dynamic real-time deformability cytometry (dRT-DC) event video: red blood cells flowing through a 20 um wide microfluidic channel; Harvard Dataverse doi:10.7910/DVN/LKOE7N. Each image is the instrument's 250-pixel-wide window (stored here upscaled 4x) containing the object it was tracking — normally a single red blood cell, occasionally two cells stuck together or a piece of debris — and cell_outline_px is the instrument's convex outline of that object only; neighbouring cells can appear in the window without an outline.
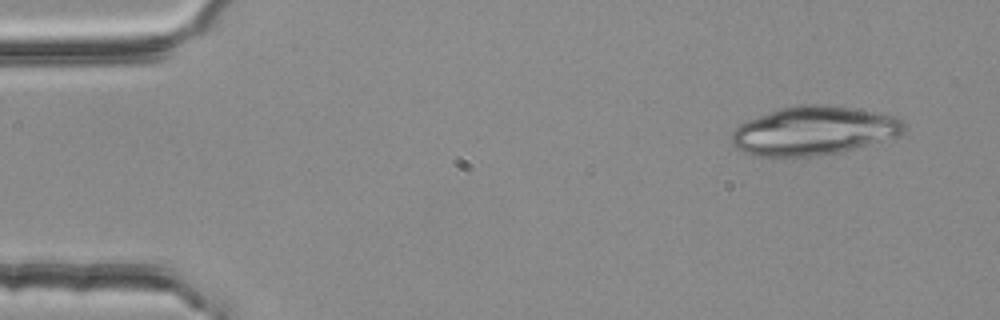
{"species": "common noctule bat (a hibernating species)", "species_latin": "Nyctalus noctula", "temperature_condition": "room temperature", "stored_images_in_passage": 3, "camera_frame_rate_fps": 3000, "um_per_image_px": 0.085, "animal": {"sex": "female", "body_mass_g": 25.1}, "frame": {"image": 1, "passage_image": 1, "time_ms": 0.0, "image_size_px": [1000, 320], "cell_outline_px": [[908, 128], [900, 136], [840, 152], [812, 156], [752, 156], [736, 148], [732, 144], [732, 132], [740, 124], [748, 120], [780, 108], [800, 104], [816, 104], [852, 108], [896, 116], [904, 120]], "centroid_in_image_um": [69.21, 11.12], "position_along_channel_um": 15.8, "area_um2": 48.9}}